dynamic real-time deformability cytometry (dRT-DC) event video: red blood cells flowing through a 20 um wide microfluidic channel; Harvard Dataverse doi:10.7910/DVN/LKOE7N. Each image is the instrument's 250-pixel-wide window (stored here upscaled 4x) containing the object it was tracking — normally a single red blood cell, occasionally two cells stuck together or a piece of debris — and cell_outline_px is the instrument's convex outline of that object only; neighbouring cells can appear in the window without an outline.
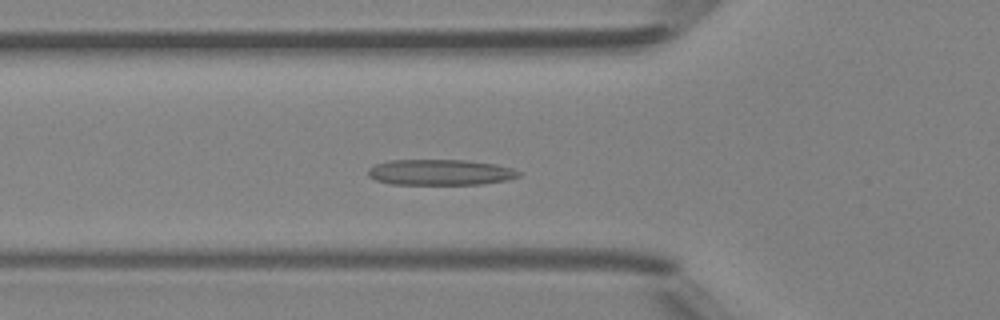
{"species": "Egyptian fruit bat (a non-hibernating species)", "species_latin": "Rousettus aegyptiacus", "temperature_condition": "room temperature", "stored_images_in_passage": 41, "camera_frame_rate_fps": 3000, "um_per_image_px": 0.085, "animal": {"sex": "female"}, "frame": {"image": 1, "passage_image": 9, "time_ms": 2.667, "image_size_px": [1000, 320], "cell_outline_px": [[520, 176], [508, 180], [480, 184], [392, 184], [376, 180], [368, 176], [368, 168], [376, 164], [388, 160], [464, 160], [496, 164], [512, 168], [520, 172]], "centroid_in_image_um": [37.42, 14.64], "position_along_channel_um": 88.4, "area_um2": 22.6}}
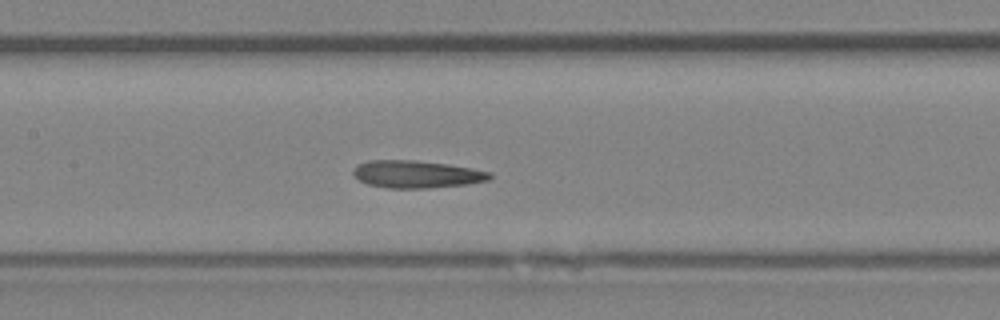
{"frame": {"image": 2, "passage_image": 15, "time_ms": 4.667, "image_size_px": [1000, 320], "cell_outline_px": [[492, 176], [488, 180], [468, 184], [428, 188], [388, 188], [368, 184], [360, 180], [352, 172], [356, 164], [368, 160], [412, 160], [448, 164], [472, 168], [492, 172]], "centroid_in_image_um": [35.41, 14.8], "position_along_channel_um": 172.0, "area_um2": 21.85}}
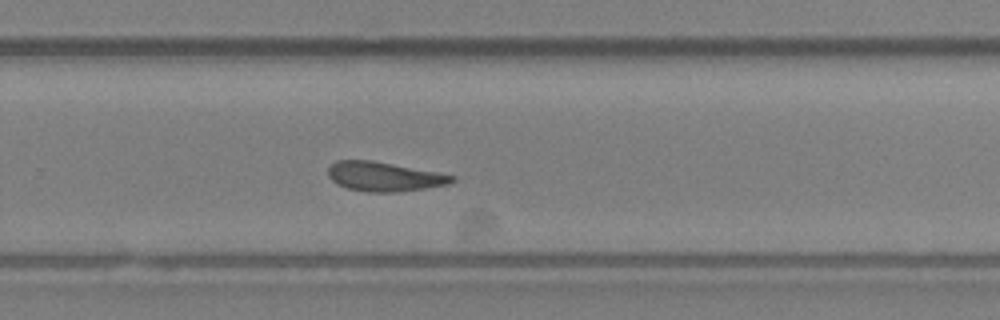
{"frame": {"image": 3, "passage_image": 24, "time_ms": 7.667, "image_size_px": [1000, 320], "cell_outline_px": [[456, 180], [448, 184], [424, 188], [396, 192], [368, 192], [348, 188], [336, 184], [328, 176], [328, 168], [336, 160], [372, 160], [436, 172], [456, 176]], "centroid_in_image_um": [32.63, 15.0], "position_along_channel_um": 297.2, "area_um2": 21.04}, "authors_computed_cell_mechanics": {"area_um2": 21.6172, "velocity_mm_per_s": 4.1923, "shape_relaxation_time_tau1_ms": 5.2895, "shape_relaxation_time_tau2_ms": 2.9388, "deformation_change_tau1": 0.1595, "deformation_change_tau2": 0.0864}}